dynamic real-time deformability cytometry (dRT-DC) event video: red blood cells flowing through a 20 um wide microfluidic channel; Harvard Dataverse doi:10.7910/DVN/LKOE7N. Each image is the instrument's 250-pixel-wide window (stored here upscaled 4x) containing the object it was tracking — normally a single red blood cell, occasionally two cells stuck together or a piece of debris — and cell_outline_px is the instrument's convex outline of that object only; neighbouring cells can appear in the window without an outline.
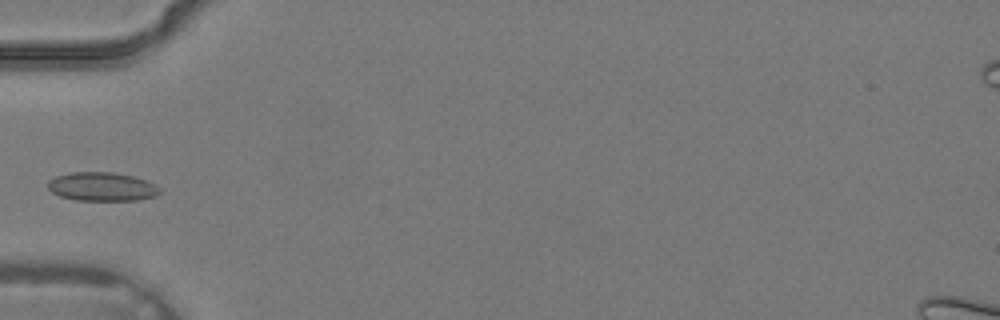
{"species": "common noctule bat (a hibernating species)", "species_latin": "Nyctalus noctula", "temperature_condition": "warm", "stored_images_in_passage": 3, "camera_frame_rate_fps": 3000, "um_per_image_px": 0.085, "animal": {"sex": "male", "body_mass_g": 19.2, "forearm_length_mm": 51.8}, "frame": {"image": 1, "passage_image": 3, "time_ms": 0.667, "image_size_px": [1000, 320], "cell_outline_px": [[160, 192], [156, 196], [136, 200], [76, 200], [60, 196], [52, 192], [48, 188], [48, 180], [56, 176], [72, 172], [112, 172], [132, 176], [156, 184], [160, 188]], "centroid_in_image_um": [8.66, 15.86], "position_along_channel_um": 76.3, "area_um2": 18.67}}